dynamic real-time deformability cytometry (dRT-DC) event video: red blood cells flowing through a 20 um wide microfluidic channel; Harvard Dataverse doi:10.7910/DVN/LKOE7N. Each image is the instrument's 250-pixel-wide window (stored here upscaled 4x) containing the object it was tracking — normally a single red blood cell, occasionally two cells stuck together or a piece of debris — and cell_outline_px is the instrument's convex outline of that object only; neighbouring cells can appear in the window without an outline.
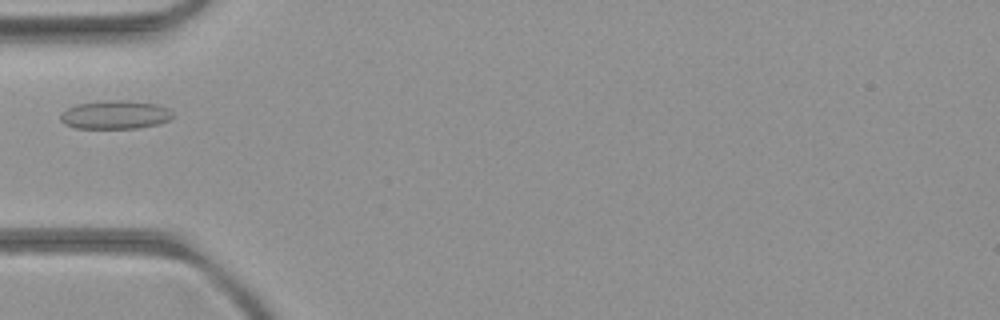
{"species": "common noctule bat (a hibernating species)", "species_latin": "Nyctalus noctula", "temperature_condition": "room temperature", "stored_images_in_passage": 4, "camera_frame_rate_fps": 3000, "um_per_image_px": 0.085, "animal": {"sex": "female", "body_mass_g": 21.9}, "frame": {"image": 1, "passage_image": 3, "time_ms": 2.333, "image_size_px": [1000, 320], "cell_outline_px": [[172, 116], [168, 120], [156, 124], [136, 128], [76, 128], [64, 124], [60, 120], [60, 116], [68, 108], [76, 104], [104, 100], [124, 100], [156, 104], [168, 108], [172, 112]], "centroid_in_image_um": [9.76, 9.75], "position_along_channel_um": 75.2, "area_um2": 18.5}}
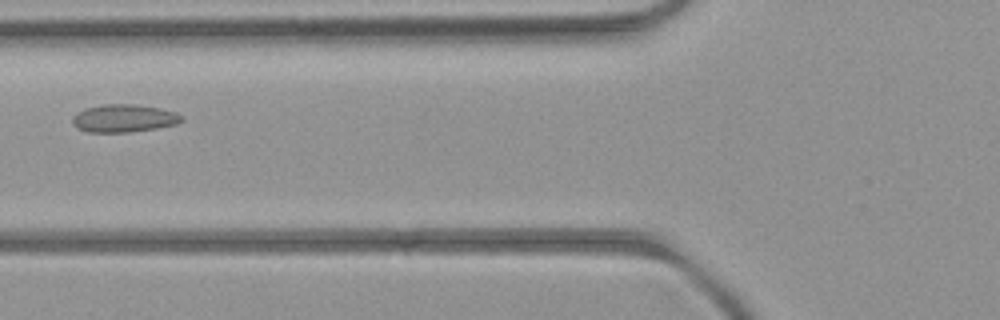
{"frame": {"image": 2, "passage_image": 4, "time_ms": 3.333, "image_size_px": [1000, 320], "cell_outline_px": [[184, 120], [176, 124], [156, 128], [128, 132], [88, 132], [76, 128], [72, 124], [72, 116], [76, 112], [84, 108], [104, 104], [136, 104], [160, 108], [176, 112], [184, 116]], "centroid_in_image_um": [10.51, 10.05], "position_along_channel_um": 115.3, "area_um2": 17.92}}